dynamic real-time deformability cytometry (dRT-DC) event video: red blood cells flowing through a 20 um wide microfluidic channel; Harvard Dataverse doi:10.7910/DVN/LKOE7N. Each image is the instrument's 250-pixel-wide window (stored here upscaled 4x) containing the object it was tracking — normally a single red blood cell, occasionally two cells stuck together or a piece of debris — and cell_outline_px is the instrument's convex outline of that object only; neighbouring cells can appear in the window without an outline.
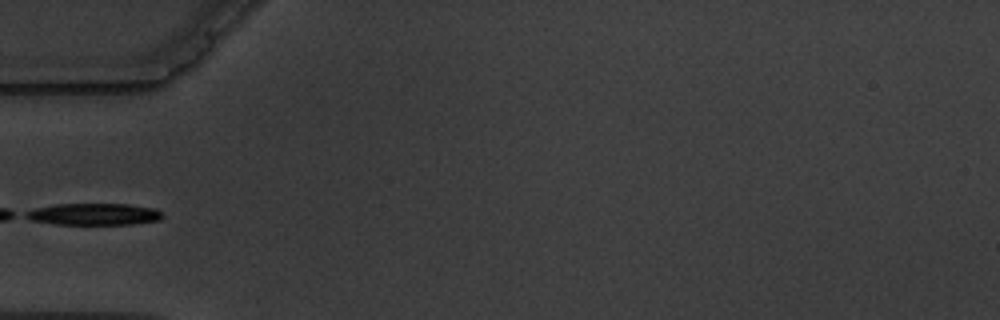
{"species": "common noctule bat (a hibernating species)", "species_latin": "Nyctalus noctula", "temperature_condition": "warm", "stored_images_in_passage": 5, "camera_frame_rate_fps": 3000, "um_per_image_px": 0.085, "animal": {"sex": "male", "body_mass_g": 19.5, "forearm_length_mm": 54.6}, "frame": {"image": 1, "passage_image": 5, "time_ms": 4.667, "image_size_px": [1000, 320], "cell_outline_px": [[164, 216], [160, 220], [132, 224], [56, 224], [32, 220], [24, 216], [24, 212], [36, 208], [56, 204], [128, 204], [156, 208]], "centroid_in_image_um": [8.01, 18.2], "position_along_channel_um": 77.0, "area_um2": 17.28}}